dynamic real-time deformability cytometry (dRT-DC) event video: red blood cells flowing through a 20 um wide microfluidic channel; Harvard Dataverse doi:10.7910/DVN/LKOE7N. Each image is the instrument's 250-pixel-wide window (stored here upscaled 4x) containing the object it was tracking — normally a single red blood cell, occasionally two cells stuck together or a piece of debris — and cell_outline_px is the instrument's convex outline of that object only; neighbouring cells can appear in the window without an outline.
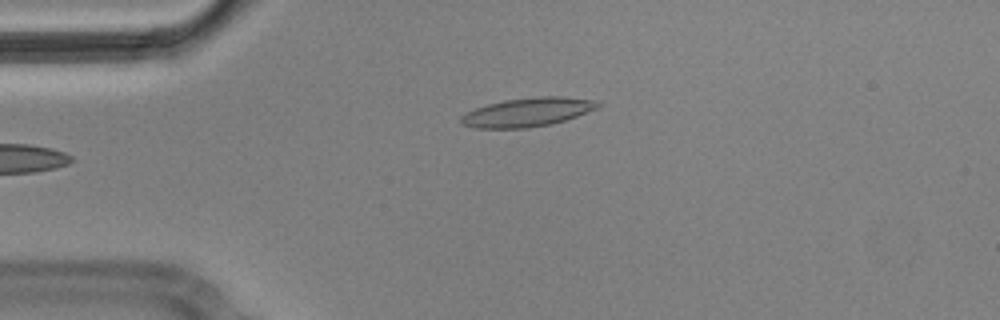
{"species": "Egyptian fruit bat (a non-hibernating species)", "species_latin": "Rousettus aegyptiacus", "temperature_condition": "cold", "stored_images_in_passage": 4, "camera_frame_rate_fps": 3000, "um_per_image_px": 0.085, "animal": {"sex": "male"}, "frame": {"image": 1, "passage_image": 4, "time_ms": 1.0, "image_size_px": [1000, 320], "cell_outline_px": [[600, 104], [596, 108], [576, 116], [564, 120], [548, 124], [528, 128], [476, 128], [460, 124], [460, 116], [476, 108], [488, 104], [504, 100], [540, 96], [560, 96], [596, 100]], "centroid_in_image_um": [44.8, 9.53], "position_along_channel_um": 40.2, "area_um2": 22.72}}